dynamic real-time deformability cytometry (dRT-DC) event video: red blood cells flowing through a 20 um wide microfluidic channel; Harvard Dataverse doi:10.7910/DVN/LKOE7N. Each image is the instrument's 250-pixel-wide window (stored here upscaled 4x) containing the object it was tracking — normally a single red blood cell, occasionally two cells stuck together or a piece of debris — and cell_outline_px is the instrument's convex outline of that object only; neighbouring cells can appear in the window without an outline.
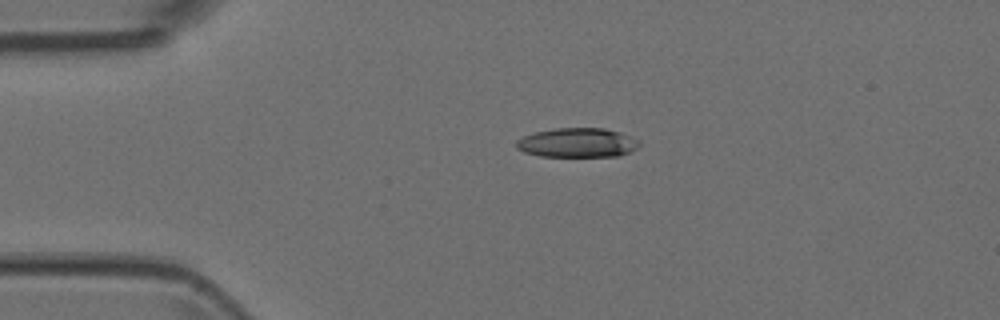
{"species": "Egyptian fruit bat (a non-hibernating species)", "species_latin": "Rousettus aegyptiacus", "temperature_condition": "room temperature", "stored_images_in_passage": 6, "camera_frame_rate_fps": 3000, "um_per_image_px": 0.085, "animal": {"sex": "female"}, "frame": {"image": 1, "passage_image": 6, "time_ms": 1.667, "image_size_px": [1000, 320], "cell_outline_px": [[640, 144], [636, 148], [620, 156], [540, 156], [524, 152], [516, 148], [516, 140], [524, 136], [536, 132], [556, 128], [604, 128], [620, 132], [640, 140]], "centroid_in_image_um": [49.08, 12.13], "position_along_channel_um": 35.9, "area_um2": 20.98}}